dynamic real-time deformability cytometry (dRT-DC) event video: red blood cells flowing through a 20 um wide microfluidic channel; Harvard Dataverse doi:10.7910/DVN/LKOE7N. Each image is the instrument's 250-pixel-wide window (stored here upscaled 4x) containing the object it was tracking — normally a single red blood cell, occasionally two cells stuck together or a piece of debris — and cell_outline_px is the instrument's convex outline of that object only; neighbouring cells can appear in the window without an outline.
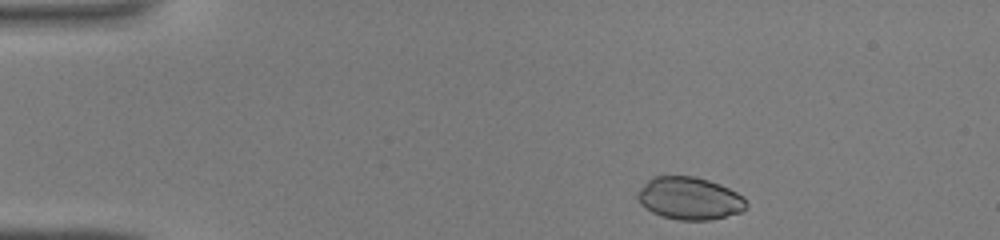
{"species": "common noctule bat (a hibernating species)", "species_latin": "Nyctalus noctula", "temperature_condition": "warm", "stored_images_in_passage": 33, "camera_frame_rate_fps": 3000, "um_per_image_px": 0.085, "animal": {"sex": "male", "body_mass_g": 19.0, "forearm_length_mm": 50.8}, "frame": {"image": 1, "passage_image": 2, "time_ms": 0.333, "image_size_px": [1000, 240], "cell_outline_px": [[748, 204], [740, 212], [708, 220], [680, 220], [660, 216], [652, 212], [640, 204], [636, 196], [636, 192], [652, 176], [696, 176], [720, 184], [736, 192]], "centroid_in_image_um": [58.55, 16.85], "position_along_channel_um": 26.5, "area_um2": 26.82}}
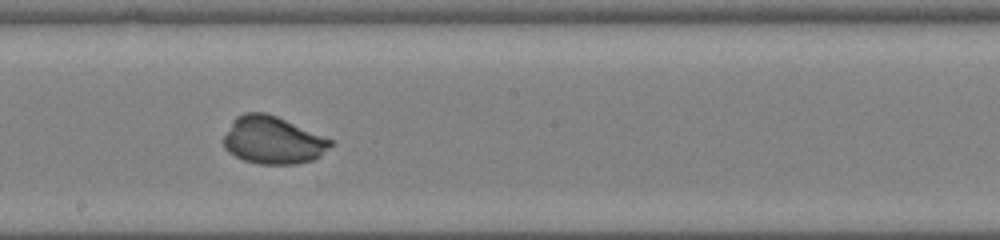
{"frame": {"image": 2, "passage_image": 20, "time_ms": 6.333, "image_size_px": [1000, 240], "cell_outline_px": [[332, 144], [320, 156], [312, 160], [296, 164], [256, 164], [244, 160], [228, 152], [224, 148], [224, 136], [232, 120], [236, 116], [244, 112], [264, 112], [276, 116], [332, 140]], "centroid_in_image_um": [23.15, 11.92], "position_along_channel_um": 225.1, "area_um2": 29.42}}
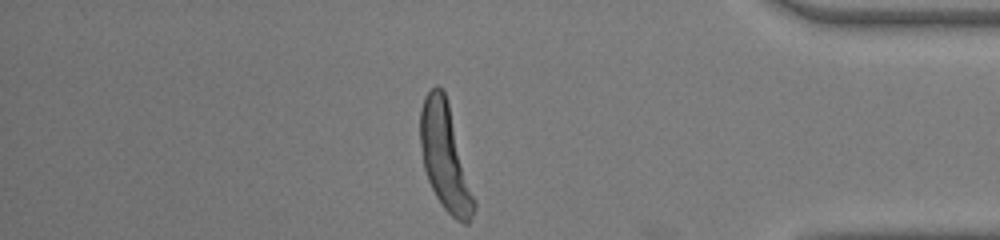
{"frame": {"image": 3, "passage_image": 33, "time_ms": 10.667, "image_size_px": [1000, 240], "cell_outline_px": [[476, 208], [468, 224], [464, 224], [456, 220], [440, 204], [428, 180], [424, 168], [420, 140], [420, 108], [424, 96], [436, 84], [444, 92], [448, 104], [476, 200]], "centroid_in_image_um": [37.83, 13.39], "position_along_channel_um": 397.4, "area_um2": 33.0}}